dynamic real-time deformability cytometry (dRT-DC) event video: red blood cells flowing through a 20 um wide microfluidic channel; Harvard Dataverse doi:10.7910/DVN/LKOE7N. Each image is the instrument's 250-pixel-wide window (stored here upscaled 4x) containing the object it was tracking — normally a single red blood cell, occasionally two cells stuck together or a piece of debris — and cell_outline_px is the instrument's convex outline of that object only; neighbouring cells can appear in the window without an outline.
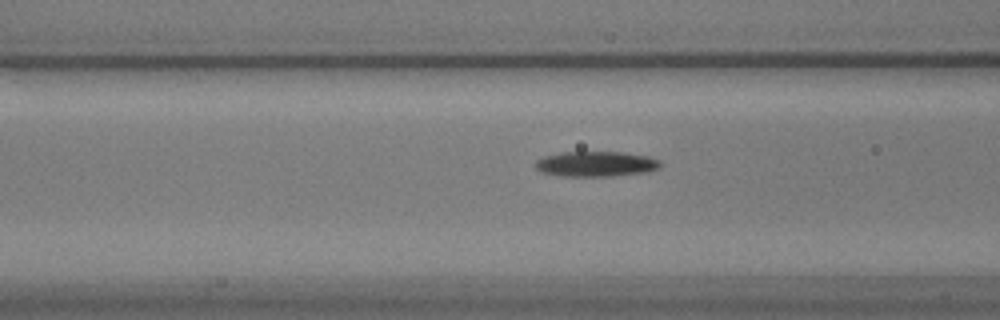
{"species": "common noctule bat (a hibernating species)", "species_latin": "Nyctalus noctula", "temperature_condition": "warm", "stored_images_in_passage": 40, "camera_frame_rate_fps": 3000, "um_per_image_px": 0.085, "animal": {"sex": "male", "body_mass_g": 17.9}, "frame": {"image": 1, "passage_image": 6, "time_ms": 1.667, "image_size_px": [1000, 320], "cell_outline_px": [[660, 168], [648, 172], [612, 176], [560, 176], [540, 172], [532, 164], [536, 160], [544, 156], [560, 152], [624, 152], [648, 156], [660, 160]], "centroid_in_image_um": [50.63, 13.94], "position_along_channel_um": 116.0, "area_um2": 18.67}}
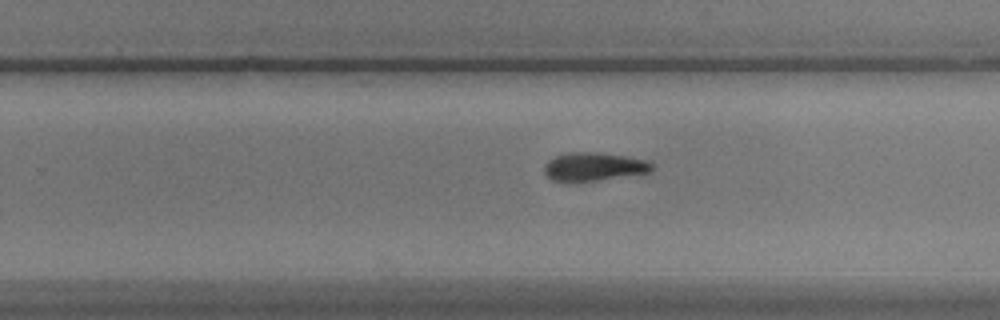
{"frame": {"image": 2, "passage_image": 20, "time_ms": 6.333, "image_size_px": [1000, 320], "cell_outline_px": [[652, 168], [648, 172], [576, 184], [568, 184], [552, 180], [544, 176], [544, 164], [548, 160], [556, 156], [568, 152], [600, 152], [628, 156], [648, 160], [652, 164]], "centroid_in_image_um": [50.39, 14.19], "position_along_channel_um": 279.4, "area_um2": 18.5}}
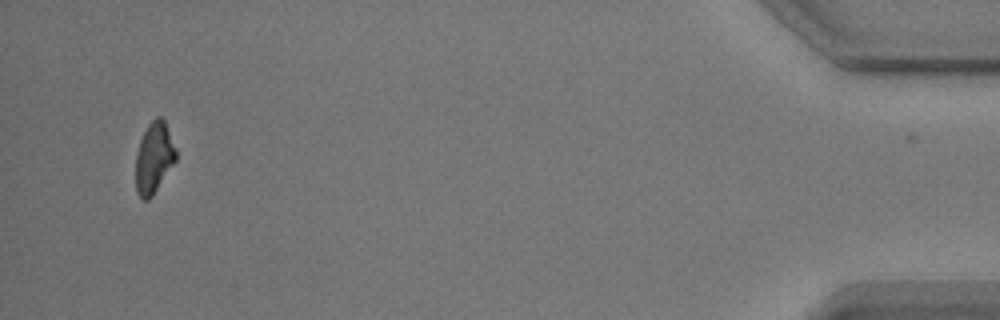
{"frame": {"image": 3, "passage_image": 39, "time_ms": 12.667, "image_size_px": [1000, 320], "cell_outline_px": [[176, 160], [152, 196], [148, 200], [144, 200], [136, 192], [136, 156], [140, 140], [148, 124], [156, 116], [160, 116], [164, 120], [176, 148]], "centroid_in_image_um": [13.09, 13.4], "position_along_channel_um": 422.1, "area_um2": 16.47}, "authors_computed_cell_mechanics": {"area_um2": 18.4671, "velocity_mm_per_s": 3.5104, "shape_relaxation_time_tau1_ms": 5.3041, "shape_relaxation_time_tau2_ms": null, "deformation_change_tau1": 0.1618, "deformation_change_tau2": null}}